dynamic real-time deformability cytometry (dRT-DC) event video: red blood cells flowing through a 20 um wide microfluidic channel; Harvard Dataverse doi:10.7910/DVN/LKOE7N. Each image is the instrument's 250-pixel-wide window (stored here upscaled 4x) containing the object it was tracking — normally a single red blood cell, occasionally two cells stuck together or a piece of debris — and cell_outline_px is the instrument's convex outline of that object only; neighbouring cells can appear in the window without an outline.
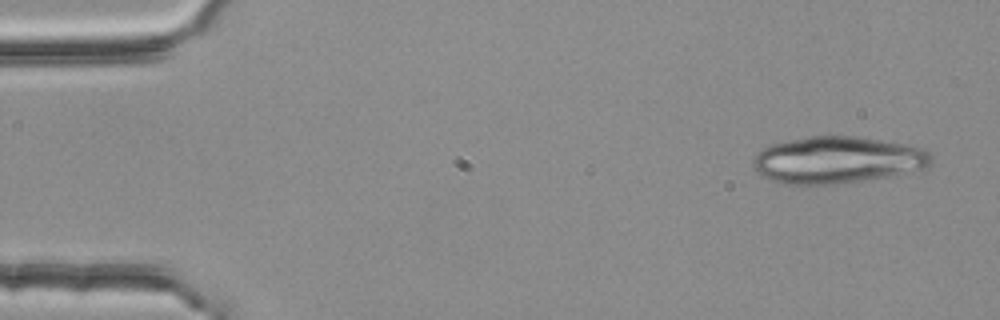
{"species": "common noctule bat (a hibernating species)", "species_latin": "Nyctalus noctula", "temperature_condition": "room temperature", "stored_images_in_passage": 4, "camera_frame_rate_fps": 3000, "um_per_image_px": 0.085, "animal": {"sex": "female", "body_mass_g": 25.1}, "frame": {"image": 1, "passage_image": 1, "time_ms": 0.0, "image_size_px": [1000, 320], "cell_outline_px": [[932, 160], [924, 168], [888, 176], [836, 184], [784, 184], [760, 176], [752, 168], [752, 164], [756, 156], [764, 148], [772, 144], [788, 140], [808, 136], [856, 136], [904, 144], [920, 148], [928, 152]], "centroid_in_image_um": [71.11, 13.6], "position_along_channel_um": 13.9, "area_um2": 48.15}}